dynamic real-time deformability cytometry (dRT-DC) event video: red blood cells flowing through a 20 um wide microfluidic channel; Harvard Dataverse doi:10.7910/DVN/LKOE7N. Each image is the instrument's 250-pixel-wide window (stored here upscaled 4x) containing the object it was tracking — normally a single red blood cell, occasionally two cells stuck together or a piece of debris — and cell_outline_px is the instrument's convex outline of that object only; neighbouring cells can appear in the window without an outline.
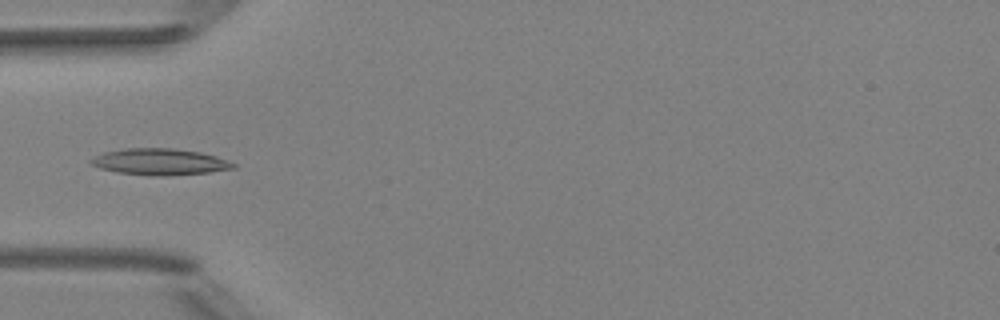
{"species": "Egyptian fruit bat (a non-hibernating species)", "species_latin": "Rousettus aegyptiacus", "temperature_condition": "room temperature", "stored_images_in_passage": 5, "camera_frame_rate_fps": 3000, "um_per_image_px": 0.085, "animal": {"sex": "female"}, "frame": {"image": 1, "passage_image": 4, "time_ms": 3.667, "image_size_px": [1000, 320], "cell_outline_px": [[236, 168], [208, 172], [156, 176], [116, 172], [100, 168], [92, 164], [88, 160], [104, 152], [124, 148], [172, 148], [200, 152], [216, 156], [236, 164]], "centroid_in_image_um": [13.57, 13.74], "position_along_channel_um": 71.4, "area_um2": 21.68}}
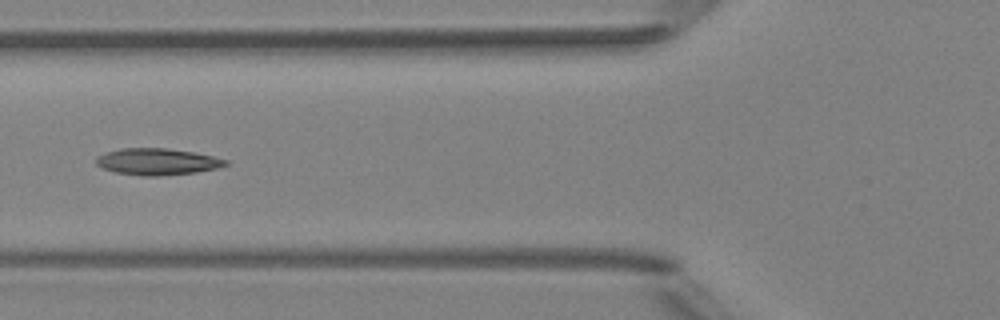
{"frame": {"image": 2, "passage_image": 5, "time_ms": 4.667, "image_size_px": [1000, 320], "cell_outline_px": [[228, 164], [216, 168], [196, 172], [160, 176], [140, 176], [116, 172], [100, 168], [96, 164], [96, 156], [104, 152], [120, 148], [164, 148], [192, 152], [212, 156], [228, 160]], "centroid_in_image_um": [13.3, 13.74], "position_along_channel_um": 112.5, "area_um2": 20.11}}